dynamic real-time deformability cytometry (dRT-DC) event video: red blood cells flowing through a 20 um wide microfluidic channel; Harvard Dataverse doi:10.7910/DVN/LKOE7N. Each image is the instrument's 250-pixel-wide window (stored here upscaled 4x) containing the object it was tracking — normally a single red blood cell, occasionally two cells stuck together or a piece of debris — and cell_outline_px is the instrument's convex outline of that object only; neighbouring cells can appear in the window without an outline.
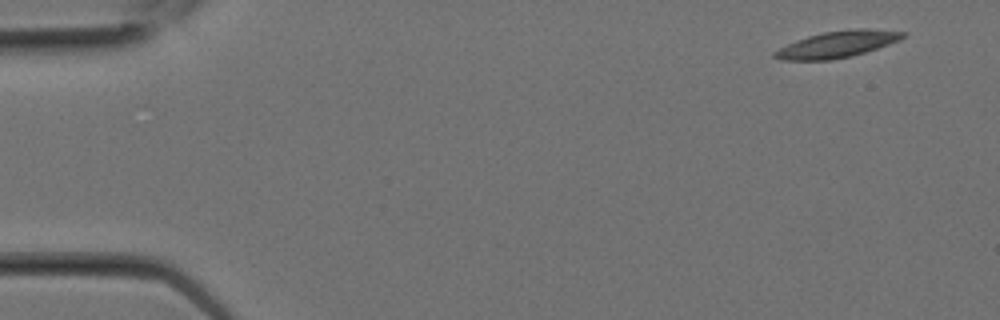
{"species": "Egyptian fruit bat (a non-hibernating species)", "species_latin": "Rousettus aegyptiacus", "temperature_condition": "room temperature", "stored_images_in_passage": 3, "camera_frame_rate_fps": 3000, "um_per_image_px": 0.085, "animal": {"sex": "female"}, "frame": {"image": 1, "passage_image": 1, "time_ms": 0.0, "image_size_px": [1000, 320], "cell_outline_px": [[908, 36], [900, 40], [864, 52], [832, 60], [780, 60], [772, 56], [772, 52], [796, 40], [808, 36], [824, 32], [856, 28], [864, 28], [908, 32]], "centroid_in_image_um": [71.18, 3.76], "position_along_channel_um": 13.8, "area_um2": 19.71}}